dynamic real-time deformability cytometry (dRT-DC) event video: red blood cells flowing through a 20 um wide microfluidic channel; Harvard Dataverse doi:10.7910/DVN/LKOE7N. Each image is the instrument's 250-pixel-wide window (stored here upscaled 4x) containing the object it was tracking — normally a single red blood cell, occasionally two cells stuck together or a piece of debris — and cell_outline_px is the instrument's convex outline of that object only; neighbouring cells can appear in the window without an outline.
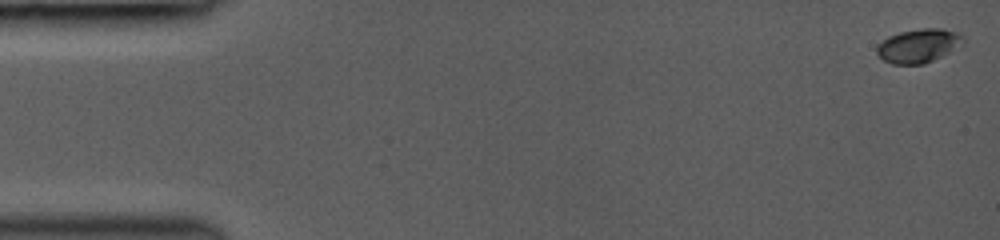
{"species": "common noctule bat (a hibernating species)", "species_latin": "Nyctalus noctula", "temperature_condition": "room temperature", "stored_images_in_passage": 12, "camera_frame_rate_fps": 3000, "um_per_image_px": 0.085, "animal": {"sex": "female", "body_mass_g": 19.0, "forearm_length_mm": 53.3}, "frame": {"image": 1, "passage_image": 1, "time_ms": 0.0, "image_size_px": [1000, 240], "cell_outline_px": [[964, 44], [924, 64], [892, 64], [884, 60], [876, 52], [876, 48], [888, 36], [900, 32], [920, 28], [940, 28], [960, 32], [964, 36]], "centroid_in_image_um": [78.11, 3.87], "position_along_channel_um": 6.9, "area_um2": 16.94}}
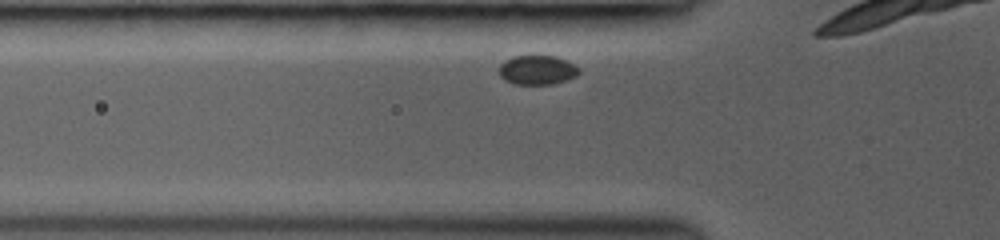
{"frame": {"image": 2, "passage_image": 8, "time_ms": 2.0, "image_size_px": [1000, 240], "cell_outline_px": [[580, 72], [576, 76], [552, 84], [512, 84], [504, 80], [500, 76], [500, 64], [504, 60], [512, 56], [556, 56], [580, 68]], "centroid_in_image_um": [45.63, 5.95], "position_along_channel_um": 80.2, "area_um2": 13.58}}
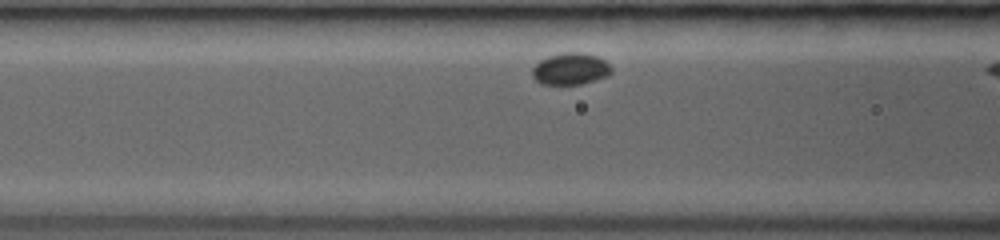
{"frame": {"image": 3, "passage_image": 11, "time_ms": 3.0, "image_size_px": [1000, 240], "cell_outline_px": [[612, 72], [608, 76], [596, 80], [580, 84], [540, 84], [532, 76], [532, 68], [540, 60], [548, 56], [564, 52], [584, 52], [596, 56], [604, 60], [612, 68]], "centroid_in_image_um": [48.49, 5.85], "position_along_channel_um": 118.1, "area_um2": 14.74}}